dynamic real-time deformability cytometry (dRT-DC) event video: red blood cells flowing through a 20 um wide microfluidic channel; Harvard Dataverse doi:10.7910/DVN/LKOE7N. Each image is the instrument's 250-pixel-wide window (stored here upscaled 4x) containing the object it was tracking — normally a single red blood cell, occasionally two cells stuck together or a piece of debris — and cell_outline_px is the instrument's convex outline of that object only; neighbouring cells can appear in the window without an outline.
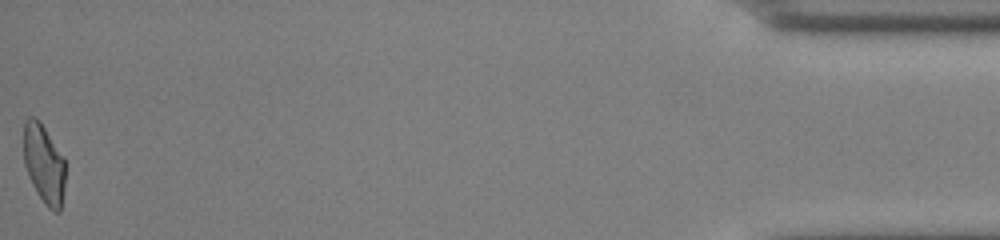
{"species": "common noctule bat (a hibernating species)", "species_latin": "Nyctalus noctula", "temperature_condition": "cold", "stored_images_in_passage": 49, "camera_frame_rate_fps": 3000, "um_per_image_px": 0.085, "animal": {"sex": "male", "body_mass_g": 13.0, "forearm_length_mm": 53.1}, "frame": {"image": 1, "passage_image": 49, "time_ms": 16.0, "image_size_px": [1000, 240], "cell_outline_px": [[64, 188], [60, 212], [52, 212], [44, 204], [36, 192], [28, 176], [24, 164], [24, 120], [28, 116], [36, 116], [40, 120], [64, 156]], "centroid_in_image_um": [3.73, 13.91], "position_along_channel_um": 431.5, "area_um2": 19.59}, "authors_computed_cell_mechanics": {"area_um2": 21.2704, "velocity_mm_per_s": 3.8822, "shape_relaxation_time_tau1_ms": 5.9536, "shape_relaxation_time_tau2_ms": 1.8895, "deformation_change_tau1": 0.1747, "deformation_change_tau2": 0.1235}}